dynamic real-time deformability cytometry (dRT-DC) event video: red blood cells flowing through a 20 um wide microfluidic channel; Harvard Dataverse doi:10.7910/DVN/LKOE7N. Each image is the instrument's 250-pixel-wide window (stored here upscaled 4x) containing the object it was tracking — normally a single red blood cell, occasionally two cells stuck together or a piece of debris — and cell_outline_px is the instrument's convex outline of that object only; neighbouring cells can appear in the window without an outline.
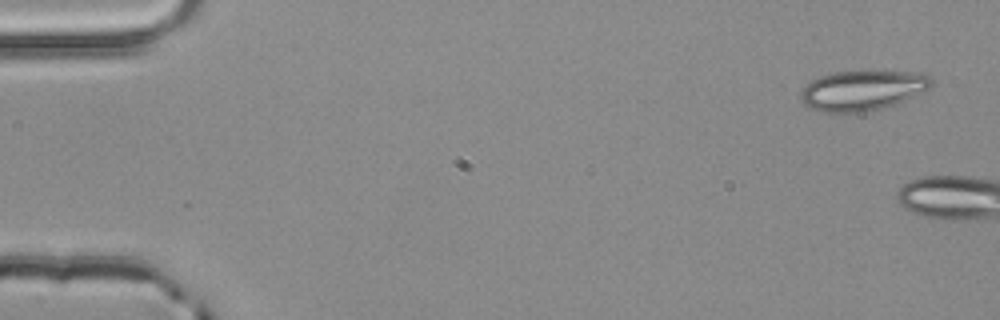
{"species": "common noctule bat (a hibernating species)", "species_latin": "Nyctalus noctula", "temperature_condition": "room temperature", "stored_images_in_passage": 4, "camera_frame_rate_fps": 3000, "um_per_image_px": 0.085, "animal": {"sex": "male", "body_mass_g": 20.4}, "frame": {"image": 1, "passage_image": 1, "time_ms": 0.0, "image_size_px": [1000, 320], "cell_outline_px": [[932, 84], [928, 88], [904, 100], [880, 108], [864, 112], [824, 112], [812, 108], [804, 104], [800, 100], [800, 92], [812, 80], [820, 76], [836, 72], [924, 72], [932, 76]], "centroid_in_image_um": [73.3, 7.68], "position_along_channel_um": 11.7, "area_um2": 29.94}}